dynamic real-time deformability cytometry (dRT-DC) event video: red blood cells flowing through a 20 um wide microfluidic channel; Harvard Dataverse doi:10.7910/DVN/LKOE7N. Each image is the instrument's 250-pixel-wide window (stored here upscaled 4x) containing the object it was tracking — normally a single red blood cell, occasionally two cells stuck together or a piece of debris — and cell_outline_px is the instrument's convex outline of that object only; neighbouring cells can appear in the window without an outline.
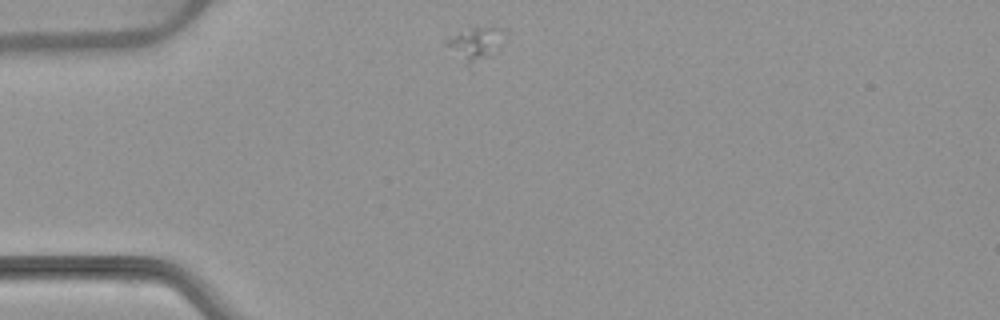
{"species": "common noctule bat (a hibernating species)", "species_latin": "Nyctalus noctula", "temperature_condition": "warm", "stored_images_in_passage": 42, "camera_frame_rate_fps": 3000, "um_per_image_px": 0.085, "animal": {"sex": "female", "body_mass_g": 22.7, "forearm_length_mm": 54.2}, "frame": {"image": 1, "passage_image": 1, "time_ms": 0.0, "image_size_px": [1000, 320], "cell_outline_px": [[500, 48], [488, 56], [468, 68], [444, 44], [444, 40], [460, 32], [472, 28], [500, 28]], "centroid_in_image_um": [40.31, 3.78], "position_along_channel_um": 44.7, "area_um2": 10.75}}
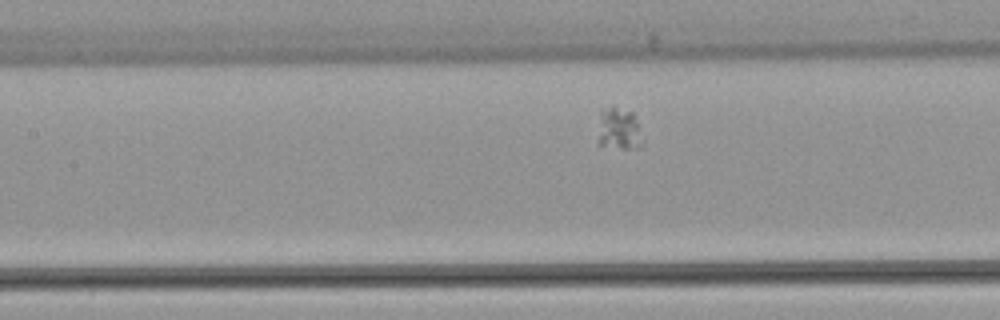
{"frame": {"image": 2, "passage_image": 12, "time_ms": 3.667, "image_size_px": [1000, 320], "cell_outline_px": [[644, 144], [640, 148], [620, 148], [600, 144], [600, 108], [612, 104], [632, 112], [644, 140]], "centroid_in_image_um": [52.65, 10.91], "position_along_channel_um": 154.8, "area_um2": 10.98}}
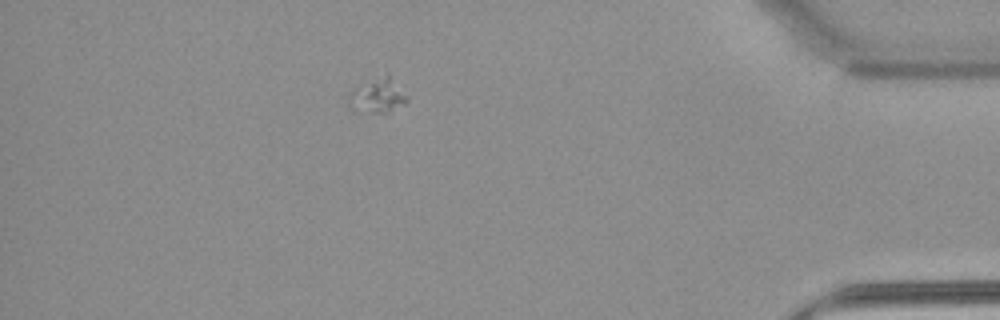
{"frame": {"image": 3, "passage_image": 36, "time_ms": 11.667, "image_size_px": [1000, 320], "cell_outline_px": [[408, 100], [404, 104], [388, 112], [372, 112], [352, 108], [348, 104], [348, 100], [352, 92], [356, 88], [388, 72], [408, 96]], "centroid_in_image_um": [32.17, 8.11], "position_along_channel_um": 403.0, "area_um2": 11.33}}